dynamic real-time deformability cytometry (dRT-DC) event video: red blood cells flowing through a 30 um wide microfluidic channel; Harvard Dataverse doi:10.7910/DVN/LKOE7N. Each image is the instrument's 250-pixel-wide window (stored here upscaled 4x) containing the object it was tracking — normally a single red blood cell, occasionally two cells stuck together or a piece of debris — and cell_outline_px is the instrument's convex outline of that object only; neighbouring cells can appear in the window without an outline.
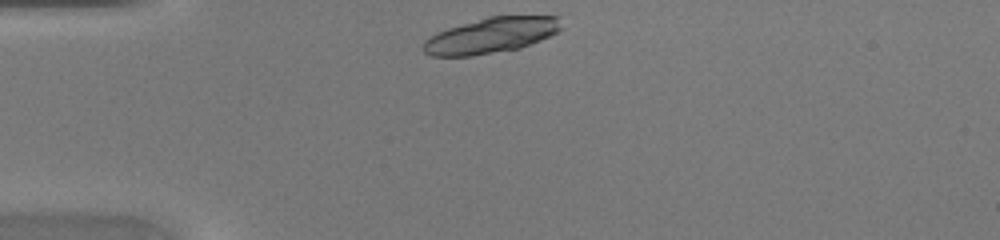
{"species": "common noctule bat (a hibernating species)", "species_latin": "Nyctalus noctula", "temperature_condition": "warm", "stored_images_in_passage": 36, "camera_frame_rate_fps": 3000, "um_per_image_px": 0.085, "animal": {"sex": "female", "body_mass_g": 20.0, "forearm_length_mm": 54.0}, "frame": {"image": 1, "passage_image": 1, "time_ms": 0.0, "image_size_px": [1000, 240], "cell_outline_px": [[564, 28], [540, 40], [520, 48], [472, 56], [432, 56], [424, 52], [420, 48], [424, 40], [436, 32], [448, 28], [488, 16], [560, 16]], "centroid_in_image_um": [41.73, 3.01], "position_along_channel_um": 43.3, "area_um2": 28.73}}